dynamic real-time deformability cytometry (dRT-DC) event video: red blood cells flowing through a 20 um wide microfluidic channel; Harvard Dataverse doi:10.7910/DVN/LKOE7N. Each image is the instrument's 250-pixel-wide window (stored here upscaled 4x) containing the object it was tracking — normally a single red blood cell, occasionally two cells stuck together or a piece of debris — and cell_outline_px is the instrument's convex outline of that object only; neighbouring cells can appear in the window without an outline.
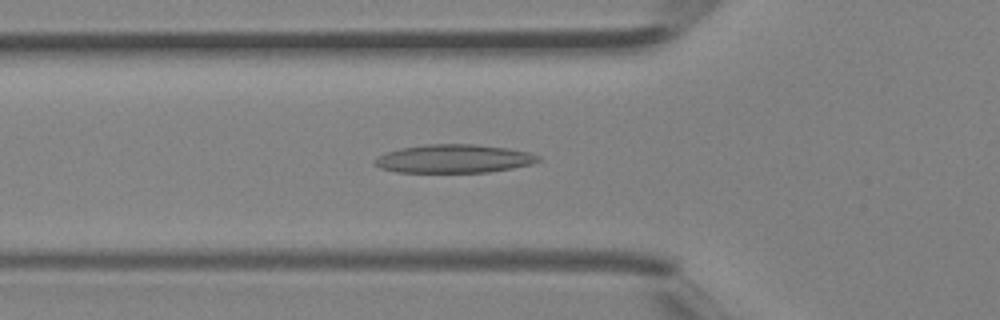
{"species": "Egyptian fruit bat (a non-hibernating species)", "species_latin": "Rousettus aegyptiacus", "temperature_condition": "room temperature", "stored_images_in_passage": 26, "camera_frame_rate_fps": 3000, "um_per_image_px": 0.085, "animal": {"sex": "female"}, "frame": {"image": 1, "passage_image": 2, "time_ms": 0.333, "image_size_px": [1000, 320], "cell_outline_px": [[540, 160], [532, 164], [512, 168], [488, 172], [396, 172], [380, 168], [372, 164], [372, 160], [388, 152], [400, 148], [424, 144], [476, 144], [508, 148], [528, 152], [540, 156]], "centroid_in_image_um": [38.56, 13.49], "position_along_channel_um": 87.2, "area_um2": 27.17}}
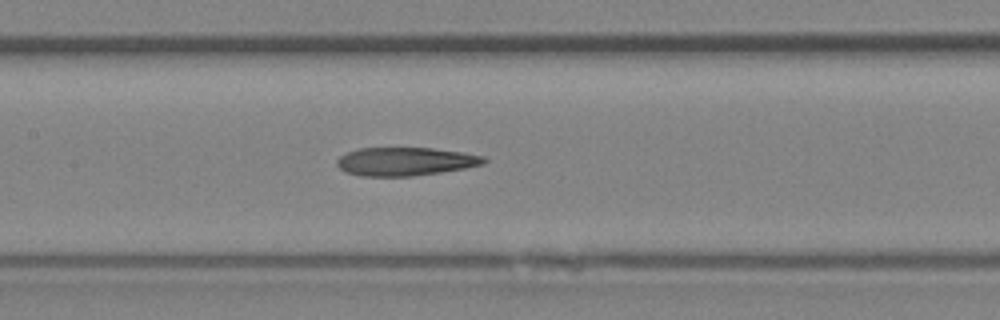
{"frame": {"image": 2, "passage_image": 7, "time_ms": 2.0, "image_size_px": [1000, 320], "cell_outline_px": [[488, 160], [484, 164], [464, 168], [440, 172], [412, 176], [360, 176], [348, 172], [340, 168], [336, 164], [336, 160], [340, 156], [348, 152], [360, 148], [432, 148], [464, 152], [484, 156]], "centroid_in_image_um": [34.48, 13.72], "position_along_channel_um": 172.9, "area_um2": 24.22}}
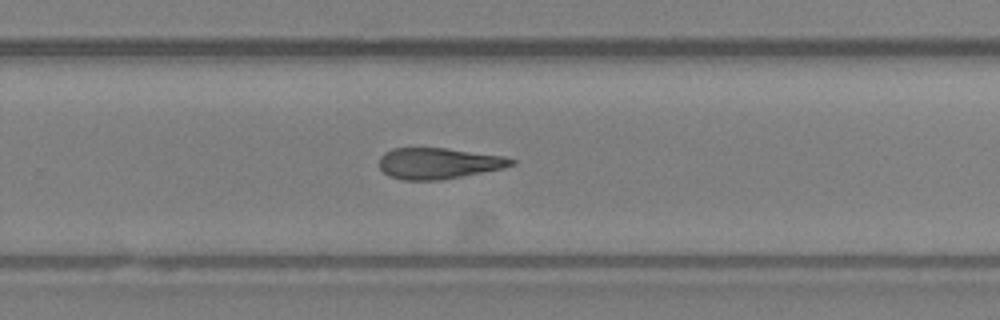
{"frame": {"image": 3, "passage_image": 14, "time_ms": 4.333, "image_size_px": [1000, 320], "cell_outline_px": [[516, 164], [504, 168], [440, 180], [404, 180], [388, 176], [380, 168], [380, 156], [384, 152], [392, 148], [444, 148], [504, 156], [516, 160]], "centroid_in_image_um": [37.27, 13.88], "position_along_channel_um": 292.5, "area_um2": 23.87}}